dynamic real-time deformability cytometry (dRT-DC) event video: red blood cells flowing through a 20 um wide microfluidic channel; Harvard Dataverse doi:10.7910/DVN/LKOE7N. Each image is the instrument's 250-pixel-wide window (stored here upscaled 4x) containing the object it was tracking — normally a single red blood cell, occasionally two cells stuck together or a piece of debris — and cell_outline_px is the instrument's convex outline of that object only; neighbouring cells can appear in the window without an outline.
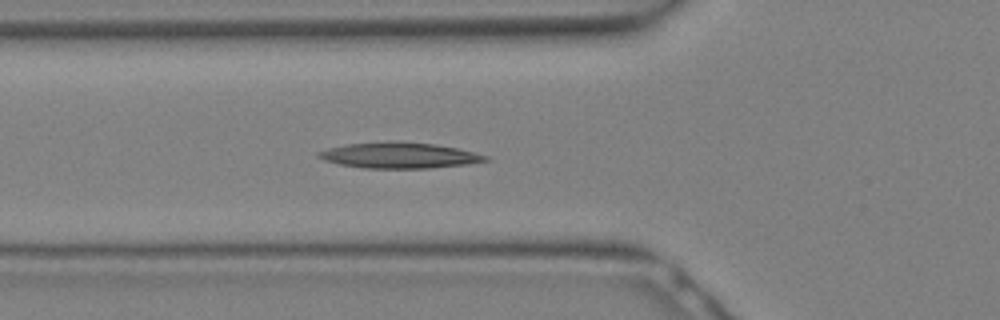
{"species": "Egyptian fruit bat (a non-hibernating species)", "species_latin": "Rousettus aegyptiacus", "temperature_condition": "warm", "stored_images_in_passage": 7, "camera_frame_rate_fps": 3000, "um_per_image_px": 0.085, "animal": {"sex": "female"}, "frame": {"image": 1, "passage_image": 5, "time_ms": 1.333, "image_size_px": [1000, 320], "cell_outline_px": [[492, 160], [468, 164], [428, 168], [364, 168], [340, 164], [324, 160], [316, 156], [316, 152], [328, 148], [348, 144], [396, 140], [436, 144], [456, 148], [488, 156]], "centroid_in_image_um": [33.93, 13.2], "position_along_channel_um": 91.9, "area_um2": 25.2}}
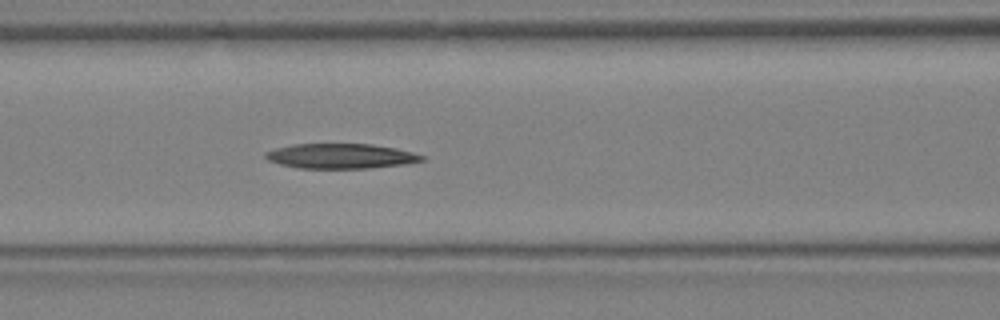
{"frame": {"image": 2, "passage_image": 7, "time_ms": 2.0, "image_size_px": [1000, 320], "cell_outline_px": [[424, 160], [404, 164], [368, 168], [296, 168], [280, 164], [268, 160], [264, 156], [264, 152], [276, 148], [296, 144], [372, 144], [396, 148], [412, 152], [424, 156]], "centroid_in_image_um": [28.94, 13.26], "position_along_channel_um": 137.7, "area_um2": 22.6}}